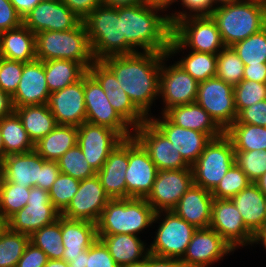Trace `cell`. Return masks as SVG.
Masks as SVG:
<instances>
[{
  "label": "cell",
  "mask_w": 266,
  "mask_h": 267,
  "mask_svg": "<svg viewBox=\"0 0 266 267\" xmlns=\"http://www.w3.org/2000/svg\"><path fill=\"white\" fill-rule=\"evenodd\" d=\"M176 63L197 82L214 78L217 68V55L205 52L190 51Z\"/></svg>",
  "instance_id": "ab89813d"
},
{
  "label": "cell",
  "mask_w": 266,
  "mask_h": 267,
  "mask_svg": "<svg viewBox=\"0 0 266 267\" xmlns=\"http://www.w3.org/2000/svg\"><path fill=\"white\" fill-rule=\"evenodd\" d=\"M192 184L191 168L157 170L152 190L145 199L155 212L171 211Z\"/></svg>",
  "instance_id": "5bb4252c"
},
{
  "label": "cell",
  "mask_w": 266,
  "mask_h": 267,
  "mask_svg": "<svg viewBox=\"0 0 266 267\" xmlns=\"http://www.w3.org/2000/svg\"><path fill=\"white\" fill-rule=\"evenodd\" d=\"M84 100L86 122L108 127L123 139L133 137L132 127L112 107L105 91L88 72L84 75Z\"/></svg>",
  "instance_id": "8fae6325"
},
{
  "label": "cell",
  "mask_w": 266,
  "mask_h": 267,
  "mask_svg": "<svg viewBox=\"0 0 266 267\" xmlns=\"http://www.w3.org/2000/svg\"><path fill=\"white\" fill-rule=\"evenodd\" d=\"M244 1H248V2H251V3H254V4H258V5H261V6L266 8V0H244Z\"/></svg>",
  "instance_id": "2a66077c"
},
{
  "label": "cell",
  "mask_w": 266,
  "mask_h": 267,
  "mask_svg": "<svg viewBox=\"0 0 266 267\" xmlns=\"http://www.w3.org/2000/svg\"><path fill=\"white\" fill-rule=\"evenodd\" d=\"M47 261L46 253L29 242L16 267H44Z\"/></svg>",
  "instance_id": "9f6ffc18"
},
{
  "label": "cell",
  "mask_w": 266,
  "mask_h": 267,
  "mask_svg": "<svg viewBox=\"0 0 266 267\" xmlns=\"http://www.w3.org/2000/svg\"><path fill=\"white\" fill-rule=\"evenodd\" d=\"M148 120L174 145L183 159L192 166L213 139L209 134L185 129L172 123L164 114Z\"/></svg>",
  "instance_id": "cb8c5ba5"
},
{
  "label": "cell",
  "mask_w": 266,
  "mask_h": 267,
  "mask_svg": "<svg viewBox=\"0 0 266 267\" xmlns=\"http://www.w3.org/2000/svg\"><path fill=\"white\" fill-rule=\"evenodd\" d=\"M255 183L266 195V171Z\"/></svg>",
  "instance_id": "8c879c8a"
},
{
  "label": "cell",
  "mask_w": 266,
  "mask_h": 267,
  "mask_svg": "<svg viewBox=\"0 0 266 267\" xmlns=\"http://www.w3.org/2000/svg\"><path fill=\"white\" fill-rule=\"evenodd\" d=\"M8 229V220L0 213V237Z\"/></svg>",
  "instance_id": "753ad0ef"
},
{
  "label": "cell",
  "mask_w": 266,
  "mask_h": 267,
  "mask_svg": "<svg viewBox=\"0 0 266 267\" xmlns=\"http://www.w3.org/2000/svg\"><path fill=\"white\" fill-rule=\"evenodd\" d=\"M87 72L99 83L112 107L132 127V130L148 120L130 100L114 73L101 60H95Z\"/></svg>",
  "instance_id": "ac0fdd59"
},
{
  "label": "cell",
  "mask_w": 266,
  "mask_h": 267,
  "mask_svg": "<svg viewBox=\"0 0 266 267\" xmlns=\"http://www.w3.org/2000/svg\"><path fill=\"white\" fill-rule=\"evenodd\" d=\"M0 129L5 155L31 152L35 144L29 138L18 115L13 114L0 119Z\"/></svg>",
  "instance_id": "8d00e7d4"
},
{
  "label": "cell",
  "mask_w": 266,
  "mask_h": 267,
  "mask_svg": "<svg viewBox=\"0 0 266 267\" xmlns=\"http://www.w3.org/2000/svg\"><path fill=\"white\" fill-rule=\"evenodd\" d=\"M231 47L244 65L266 63V27Z\"/></svg>",
  "instance_id": "7bdbcfd3"
},
{
  "label": "cell",
  "mask_w": 266,
  "mask_h": 267,
  "mask_svg": "<svg viewBox=\"0 0 266 267\" xmlns=\"http://www.w3.org/2000/svg\"><path fill=\"white\" fill-rule=\"evenodd\" d=\"M68 264L70 267H86V250L79 253V256L71 258Z\"/></svg>",
  "instance_id": "a7ac6f4b"
},
{
  "label": "cell",
  "mask_w": 266,
  "mask_h": 267,
  "mask_svg": "<svg viewBox=\"0 0 266 267\" xmlns=\"http://www.w3.org/2000/svg\"><path fill=\"white\" fill-rule=\"evenodd\" d=\"M231 200L253 234L266 223V195L256 183L251 182Z\"/></svg>",
  "instance_id": "4dcf8cb0"
},
{
  "label": "cell",
  "mask_w": 266,
  "mask_h": 267,
  "mask_svg": "<svg viewBox=\"0 0 266 267\" xmlns=\"http://www.w3.org/2000/svg\"><path fill=\"white\" fill-rule=\"evenodd\" d=\"M78 128L57 125L50 133L35 143V151L45 160L57 161L66 151L77 144Z\"/></svg>",
  "instance_id": "836d02e7"
},
{
  "label": "cell",
  "mask_w": 266,
  "mask_h": 267,
  "mask_svg": "<svg viewBox=\"0 0 266 267\" xmlns=\"http://www.w3.org/2000/svg\"><path fill=\"white\" fill-rule=\"evenodd\" d=\"M243 79L266 83V63L260 65H244Z\"/></svg>",
  "instance_id": "91938a15"
},
{
  "label": "cell",
  "mask_w": 266,
  "mask_h": 267,
  "mask_svg": "<svg viewBox=\"0 0 266 267\" xmlns=\"http://www.w3.org/2000/svg\"><path fill=\"white\" fill-rule=\"evenodd\" d=\"M180 0H144V3L152 6L154 8L160 9L164 11L163 13H167L168 7L170 8L173 3L179 2Z\"/></svg>",
  "instance_id": "03108f58"
},
{
  "label": "cell",
  "mask_w": 266,
  "mask_h": 267,
  "mask_svg": "<svg viewBox=\"0 0 266 267\" xmlns=\"http://www.w3.org/2000/svg\"><path fill=\"white\" fill-rule=\"evenodd\" d=\"M188 47L191 51L216 55L225 47L211 16L186 18L173 27L167 55L171 58Z\"/></svg>",
  "instance_id": "52a82bcc"
},
{
  "label": "cell",
  "mask_w": 266,
  "mask_h": 267,
  "mask_svg": "<svg viewBox=\"0 0 266 267\" xmlns=\"http://www.w3.org/2000/svg\"><path fill=\"white\" fill-rule=\"evenodd\" d=\"M163 114L177 126L209 134L212 138L220 137L225 133L215 120L196 102L172 106Z\"/></svg>",
  "instance_id": "f546056e"
},
{
  "label": "cell",
  "mask_w": 266,
  "mask_h": 267,
  "mask_svg": "<svg viewBox=\"0 0 266 267\" xmlns=\"http://www.w3.org/2000/svg\"><path fill=\"white\" fill-rule=\"evenodd\" d=\"M44 267H70L69 264L62 259H48Z\"/></svg>",
  "instance_id": "89a4df30"
},
{
  "label": "cell",
  "mask_w": 266,
  "mask_h": 267,
  "mask_svg": "<svg viewBox=\"0 0 266 267\" xmlns=\"http://www.w3.org/2000/svg\"><path fill=\"white\" fill-rule=\"evenodd\" d=\"M30 188L6 181L1 177L0 213L8 220L27 205Z\"/></svg>",
  "instance_id": "60d3db41"
},
{
  "label": "cell",
  "mask_w": 266,
  "mask_h": 267,
  "mask_svg": "<svg viewBox=\"0 0 266 267\" xmlns=\"http://www.w3.org/2000/svg\"><path fill=\"white\" fill-rule=\"evenodd\" d=\"M182 7L187 10L174 11L169 13V21L172 28L181 20L190 17H208L211 16L216 6L212 0H180Z\"/></svg>",
  "instance_id": "f907efd6"
},
{
  "label": "cell",
  "mask_w": 266,
  "mask_h": 267,
  "mask_svg": "<svg viewBox=\"0 0 266 267\" xmlns=\"http://www.w3.org/2000/svg\"><path fill=\"white\" fill-rule=\"evenodd\" d=\"M124 267H150V253L144 260L124 266Z\"/></svg>",
  "instance_id": "2644e50d"
},
{
  "label": "cell",
  "mask_w": 266,
  "mask_h": 267,
  "mask_svg": "<svg viewBox=\"0 0 266 267\" xmlns=\"http://www.w3.org/2000/svg\"><path fill=\"white\" fill-rule=\"evenodd\" d=\"M29 242V235L8 228L0 237V267H16Z\"/></svg>",
  "instance_id": "b9f144b4"
},
{
  "label": "cell",
  "mask_w": 266,
  "mask_h": 267,
  "mask_svg": "<svg viewBox=\"0 0 266 267\" xmlns=\"http://www.w3.org/2000/svg\"><path fill=\"white\" fill-rule=\"evenodd\" d=\"M44 70L50 94L79 81L87 73L80 63L66 59L44 61Z\"/></svg>",
  "instance_id": "d590c367"
},
{
  "label": "cell",
  "mask_w": 266,
  "mask_h": 267,
  "mask_svg": "<svg viewBox=\"0 0 266 267\" xmlns=\"http://www.w3.org/2000/svg\"><path fill=\"white\" fill-rule=\"evenodd\" d=\"M251 181L246 174L234 164L211 192L215 199H231L246 188Z\"/></svg>",
  "instance_id": "c3c4849f"
},
{
  "label": "cell",
  "mask_w": 266,
  "mask_h": 267,
  "mask_svg": "<svg viewBox=\"0 0 266 267\" xmlns=\"http://www.w3.org/2000/svg\"><path fill=\"white\" fill-rule=\"evenodd\" d=\"M225 134L232 141L234 151L266 150V127L233 123Z\"/></svg>",
  "instance_id": "74e56055"
},
{
  "label": "cell",
  "mask_w": 266,
  "mask_h": 267,
  "mask_svg": "<svg viewBox=\"0 0 266 267\" xmlns=\"http://www.w3.org/2000/svg\"><path fill=\"white\" fill-rule=\"evenodd\" d=\"M23 65V62L0 57V89L3 92L14 95L21 79Z\"/></svg>",
  "instance_id": "816d5d0a"
},
{
  "label": "cell",
  "mask_w": 266,
  "mask_h": 267,
  "mask_svg": "<svg viewBox=\"0 0 266 267\" xmlns=\"http://www.w3.org/2000/svg\"><path fill=\"white\" fill-rule=\"evenodd\" d=\"M157 170L143 146L134 137L128 138L126 199L146 198L152 190Z\"/></svg>",
  "instance_id": "2e32d148"
},
{
  "label": "cell",
  "mask_w": 266,
  "mask_h": 267,
  "mask_svg": "<svg viewBox=\"0 0 266 267\" xmlns=\"http://www.w3.org/2000/svg\"><path fill=\"white\" fill-rule=\"evenodd\" d=\"M234 164L235 151L230 138L225 133L213 138L191 166L193 184L212 192Z\"/></svg>",
  "instance_id": "ba28073f"
},
{
  "label": "cell",
  "mask_w": 266,
  "mask_h": 267,
  "mask_svg": "<svg viewBox=\"0 0 266 267\" xmlns=\"http://www.w3.org/2000/svg\"><path fill=\"white\" fill-rule=\"evenodd\" d=\"M80 180L67 174L59 173L49 192L54 207L62 213L78 191Z\"/></svg>",
  "instance_id": "bcb514c9"
},
{
  "label": "cell",
  "mask_w": 266,
  "mask_h": 267,
  "mask_svg": "<svg viewBox=\"0 0 266 267\" xmlns=\"http://www.w3.org/2000/svg\"><path fill=\"white\" fill-rule=\"evenodd\" d=\"M127 167L128 139H124L109 153L102 168L96 173L110 199H126Z\"/></svg>",
  "instance_id": "484cf974"
},
{
  "label": "cell",
  "mask_w": 266,
  "mask_h": 267,
  "mask_svg": "<svg viewBox=\"0 0 266 267\" xmlns=\"http://www.w3.org/2000/svg\"><path fill=\"white\" fill-rule=\"evenodd\" d=\"M162 215L164 217H162ZM161 222L158 223V221ZM158 223L149 253L173 259H181L196 228L171 211L155 212L153 223Z\"/></svg>",
  "instance_id": "9c48e42d"
},
{
  "label": "cell",
  "mask_w": 266,
  "mask_h": 267,
  "mask_svg": "<svg viewBox=\"0 0 266 267\" xmlns=\"http://www.w3.org/2000/svg\"><path fill=\"white\" fill-rule=\"evenodd\" d=\"M41 1L48 0H10L22 19Z\"/></svg>",
  "instance_id": "6125c7cd"
},
{
  "label": "cell",
  "mask_w": 266,
  "mask_h": 267,
  "mask_svg": "<svg viewBox=\"0 0 266 267\" xmlns=\"http://www.w3.org/2000/svg\"><path fill=\"white\" fill-rule=\"evenodd\" d=\"M234 123L266 126V99L244 108Z\"/></svg>",
  "instance_id": "db71d44e"
},
{
  "label": "cell",
  "mask_w": 266,
  "mask_h": 267,
  "mask_svg": "<svg viewBox=\"0 0 266 267\" xmlns=\"http://www.w3.org/2000/svg\"><path fill=\"white\" fill-rule=\"evenodd\" d=\"M168 58L166 55L162 59L160 71L159 97H162L164 104L161 114L172 106L194 103L198 91L199 82L176 62L167 66Z\"/></svg>",
  "instance_id": "4fadbf2b"
},
{
  "label": "cell",
  "mask_w": 266,
  "mask_h": 267,
  "mask_svg": "<svg viewBox=\"0 0 266 267\" xmlns=\"http://www.w3.org/2000/svg\"><path fill=\"white\" fill-rule=\"evenodd\" d=\"M49 96L44 61L24 63L18 88L12 96L14 107L47 104Z\"/></svg>",
  "instance_id": "d4e9b609"
},
{
  "label": "cell",
  "mask_w": 266,
  "mask_h": 267,
  "mask_svg": "<svg viewBox=\"0 0 266 267\" xmlns=\"http://www.w3.org/2000/svg\"><path fill=\"white\" fill-rule=\"evenodd\" d=\"M234 249L212 228H199L193 233L183 257L187 267H210L223 260Z\"/></svg>",
  "instance_id": "ffe728a7"
},
{
  "label": "cell",
  "mask_w": 266,
  "mask_h": 267,
  "mask_svg": "<svg viewBox=\"0 0 266 267\" xmlns=\"http://www.w3.org/2000/svg\"><path fill=\"white\" fill-rule=\"evenodd\" d=\"M161 12L145 3L118 7V15L122 17V36L125 37V55L136 52L167 54L173 28L169 14Z\"/></svg>",
  "instance_id": "7a4b0ae2"
},
{
  "label": "cell",
  "mask_w": 266,
  "mask_h": 267,
  "mask_svg": "<svg viewBox=\"0 0 266 267\" xmlns=\"http://www.w3.org/2000/svg\"><path fill=\"white\" fill-rule=\"evenodd\" d=\"M1 177H2V174H1V170H0V183H1Z\"/></svg>",
  "instance_id": "b9fcfbb0"
},
{
  "label": "cell",
  "mask_w": 266,
  "mask_h": 267,
  "mask_svg": "<svg viewBox=\"0 0 266 267\" xmlns=\"http://www.w3.org/2000/svg\"><path fill=\"white\" fill-rule=\"evenodd\" d=\"M198 103L226 131L236 120L234 86L217 77L198 83Z\"/></svg>",
  "instance_id": "30bf717a"
},
{
  "label": "cell",
  "mask_w": 266,
  "mask_h": 267,
  "mask_svg": "<svg viewBox=\"0 0 266 267\" xmlns=\"http://www.w3.org/2000/svg\"><path fill=\"white\" fill-rule=\"evenodd\" d=\"M150 267H187L180 259L150 254Z\"/></svg>",
  "instance_id": "94428289"
},
{
  "label": "cell",
  "mask_w": 266,
  "mask_h": 267,
  "mask_svg": "<svg viewBox=\"0 0 266 267\" xmlns=\"http://www.w3.org/2000/svg\"><path fill=\"white\" fill-rule=\"evenodd\" d=\"M235 164L255 183L266 171V150L235 151Z\"/></svg>",
  "instance_id": "681fc988"
},
{
  "label": "cell",
  "mask_w": 266,
  "mask_h": 267,
  "mask_svg": "<svg viewBox=\"0 0 266 267\" xmlns=\"http://www.w3.org/2000/svg\"><path fill=\"white\" fill-rule=\"evenodd\" d=\"M119 267L144 260L149 248L139 236L130 234L98 235Z\"/></svg>",
  "instance_id": "d6a6232c"
},
{
  "label": "cell",
  "mask_w": 266,
  "mask_h": 267,
  "mask_svg": "<svg viewBox=\"0 0 266 267\" xmlns=\"http://www.w3.org/2000/svg\"><path fill=\"white\" fill-rule=\"evenodd\" d=\"M210 228L215 230L234 250L253 245L254 234L245 226L231 199H213Z\"/></svg>",
  "instance_id": "9a60e30c"
},
{
  "label": "cell",
  "mask_w": 266,
  "mask_h": 267,
  "mask_svg": "<svg viewBox=\"0 0 266 267\" xmlns=\"http://www.w3.org/2000/svg\"><path fill=\"white\" fill-rule=\"evenodd\" d=\"M35 46L36 58L41 61L73 60L86 70L95 61L83 21L74 29L35 34Z\"/></svg>",
  "instance_id": "277c9868"
},
{
  "label": "cell",
  "mask_w": 266,
  "mask_h": 267,
  "mask_svg": "<svg viewBox=\"0 0 266 267\" xmlns=\"http://www.w3.org/2000/svg\"><path fill=\"white\" fill-rule=\"evenodd\" d=\"M155 211L145 198L111 199L102 211L97 235L143 233L152 227Z\"/></svg>",
  "instance_id": "3957f363"
},
{
  "label": "cell",
  "mask_w": 266,
  "mask_h": 267,
  "mask_svg": "<svg viewBox=\"0 0 266 267\" xmlns=\"http://www.w3.org/2000/svg\"><path fill=\"white\" fill-rule=\"evenodd\" d=\"M213 199L210 191L192 184L172 211L196 229L207 228L211 222Z\"/></svg>",
  "instance_id": "4316f807"
},
{
  "label": "cell",
  "mask_w": 266,
  "mask_h": 267,
  "mask_svg": "<svg viewBox=\"0 0 266 267\" xmlns=\"http://www.w3.org/2000/svg\"><path fill=\"white\" fill-rule=\"evenodd\" d=\"M244 63L232 47H224L217 54V68L215 77L233 86L238 84L244 76Z\"/></svg>",
  "instance_id": "f6af8a7d"
},
{
  "label": "cell",
  "mask_w": 266,
  "mask_h": 267,
  "mask_svg": "<svg viewBox=\"0 0 266 267\" xmlns=\"http://www.w3.org/2000/svg\"><path fill=\"white\" fill-rule=\"evenodd\" d=\"M77 128V144L96 172L102 168L109 153L124 140L116 131L101 125L84 122Z\"/></svg>",
  "instance_id": "7402d4cb"
},
{
  "label": "cell",
  "mask_w": 266,
  "mask_h": 267,
  "mask_svg": "<svg viewBox=\"0 0 266 267\" xmlns=\"http://www.w3.org/2000/svg\"><path fill=\"white\" fill-rule=\"evenodd\" d=\"M133 137L148 152L158 170L187 169L191 166L149 120L133 129Z\"/></svg>",
  "instance_id": "e0dca14e"
},
{
  "label": "cell",
  "mask_w": 266,
  "mask_h": 267,
  "mask_svg": "<svg viewBox=\"0 0 266 267\" xmlns=\"http://www.w3.org/2000/svg\"><path fill=\"white\" fill-rule=\"evenodd\" d=\"M47 105L57 125L79 127L86 122L84 76L79 81L51 93Z\"/></svg>",
  "instance_id": "603a6c76"
},
{
  "label": "cell",
  "mask_w": 266,
  "mask_h": 267,
  "mask_svg": "<svg viewBox=\"0 0 266 267\" xmlns=\"http://www.w3.org/2000/svg\"><path fill=\"white\" fill-rule=\"evenodd\" d=\"M60 216L50 201L49 192L34 186L30 188L27 205L8 219V228L30 236Z\"/></svg>",
  "instance_id": "7c38bea8"
},
{
  "label": "cell",
  "mask_w": 266,
  "mask_h": 267,
  "mask_svg": "<svg viewBox=\"0 0 266 267\" xmlns=\"http://www.w3.org/2000/svg\"><path fill=\"white\" fill-rule=\"evenodd\" d=\"M95 60L125 55V37L122 36V17L118 7L97 6L83 20Z\"/></svg>",
  "instance_id": "8992f818"
},
{
  "label": "cell",
  "mask_w": 266,
  "mask_h": 267,
  "mask_svg": "<svg viewBox=\"0 0 266 267\" xmlns=\"http://www.w3.org/2000/svg\"><path fill=\"white\" fill-rule=\"evenodd\" d=\"M59 173L60 169L57 161L45 160L40 170L38 187L49 191Z\"/></svg>",
  "instance_id": "6f0895ef"
},
{
  "label": "cell",
  "mask_w": 266,
  "mask_h": 267,
  "mask_svg": "<svg viewBox=\"0 0 266 267\" xmlns=\"http://www.w3.org/2000/svg\"><path fill=\"white\" fill-rule=\"evenodd\" d=\"M30 243L43 250L48 259H62L65 247L62 244L61 216L30 235Z\"/></svg>",
  "instance_id": "f35d334b"
},
{
  "label": "cell",
  "mask_w": 266,
  "mask_h": 267,
  "mask_svg": "<svg viewBox=\"0 0 266 267\" xmlns=\"http://www.w3.org/2000/svg\"><path fill=\"white\" fill-rule=\"evenodd\" d=\"M22 24L23 19L10 0H0V33L17 28Z\"/></svg>",
  "instance_id": "11a10c76"
},
{
  "label": "cell",
  "mask_w": 266,
  "mask_h": 267,
  "mask_svg": "<svg viewBox=\"0 0 266 267\" xmlns=\"http://www.w3.org/2000/svg\"><path fill=\"white\" fill-rule=\"evenodd\" d=\"M72 12L82 20L101 5V0H61Z\"/></svg>",
  "instance_id": "680465c9"
},
{
  "label": "cell",
  "mask_w": 266,
  "mask_h": 267,
  "mask_svg": "<svg viewBox=\"0 0 266 267\" xmlns=\"http://www.w3.org/2000/svg\"><path fill=\"white\" fill-rule=\"evenodd\" d=\"M15 112L12 96L0 89V119Z\"/></svg>",
  "instance_id": "be15d7a7"
},
{
  "label": "cell",
  "mask_w": 266,
  "mask_h": 267,
  "mask_svg": "<svg viewBox=\"0 0 266 267\" xmlns=\"http://www.w3.org/2000/svg\"><path fill=\"white\" fill-rule=\"evenodd\" d=\"M212 1H213V4L217 7L221 5H226L228 3L237 2L240 0H212Z\"/></svg>",
  "instance_id": "11e5206c"
},
{
  "label": "cell",
  "mask_w": 266,
  "mask_h": 267,
  "mask_svg": "<svg viewBox=\"0 0 266 267\" xmlns=\"http://www.w3.org/2000/svg\"><path fill=\"white\" fill-rule=\"evenodd\" d=\"M45 159L35 150L7 155L0 164L2 177L24 187H38L40 170Z\"/></svg>",
  "instance_id": "83f0119b"
},
{
  "label": "cell",
  "mask_w": 266,
  "mask_h": 267,
  "mask_svg": "<svg viewBox=\"0 0 266 267\" xmlns=\"http://www.w3.org/2000/svg\"><path fill=\"white\" fill-rule=\"evenodd\" d=\"M266 99V83L242 79L234 85V100L237 114L257 102Z\"/></svg>",
  "instance_id": "7dc6e473"
},
{
  "label": "cell",
  "mask_w": 266,
  "mask_h": 267,
  "mask_svg": "<svg viewBox=\"0 0 266 267\" xmlns=\"http://www.w3.org/2000/svg\"><path fill=\"white\" fill-rule=\"evenodd\" d=\"M259 242L266 250V223L254 234L253 245L260 244Z\"/></svg>",
  "instance_id": "003e7915"
},
{
  "label": "cell",
  "mask_w": 266,
  "mask_h": 267,
  "mask_svg": "<svg viewBox=\"0 0 266 267\" xmlns=\"http://www.w3.org/2000/svg\"><path fill=\"white\" fill-rule=\"evenodd\" d=\"M61 234L62 244L65 247L62 260L69 263L71 258L89 249L98 239L97 224L61 216Z\"/></svg>",
  "instance_id": "f1b7e54d"
},
{
  "label": "cell",
  "mask_w": 266,
  "mask_h": 267,
  "mask_svg": "<svg viewBox=\"0 0 266 267\" xmlns=\"http://www.w3.org/2000/svg\"><path fill=\"white\" fill-rule=\"evenodd\" d=\"M226 47L243 41L266 27V8L240 0L217 6L211 14Z\"/></svg>",
  "instance_id": "5b68a950"
},
{
  "label": "cell",
  "mask_w": 266,
  "mask_h": 267,
  "mask_svg": "<svg viewBox=\"0 0 266 267\" xmlns=\"http://www.w3.org/2000/svg\"><path fill=\"white\" fill-rule=\"evenodd\" d=\"M0 57L23 63L36 60L35 34L24 24L1 32Z\"/></svg>",
  "instance_id": "1f68e13d"
},
{
  "label": "cell",
  "mask_w": 266,
  "mask_h": 267,
  "mask_svg": "<svg viewBox=\"0 0 266 267\" xmlns=\"http://www.w3.org/2000/svg\"><path fill=\"white\" fill-rule=\"evenodd\" d=\"M86 267H119L105 244L97 239L86 250Z\"/></svg>",
  "instance_id": "f5cc1de1"
},
{
  "label": "cell",
  "mask_w": 266,
  "mask_h": 267,
  "mask_svg": "<svg viewBox=\"0 0 266 267\" xmlns=\"http://www.w3.org/2000/svg\"><path fill=\"white\" fill-rule=\"evenodd\" d=\"M61 173L67 174L78 180H84L96 175L94 168L89 165L82 149L78 144L66 151L57 160Z\"/></svg>",
  "instance_id": "ee69618b"
},
{
  "label": "cell",
  "mask_w": 266,
  "mask_h": 267,
  "mask_svg": "<svg viewBox=\"0 0 266 267\" xmlns=\"http://www.w3.org/2000/svg\"><path fill=\"white\" fill-rule=\"evenodd\" d=\"M5 157H6V155H5V151H4V143H3L1 129H0V164L2 163V161L4 160Z\"/></svg>",
  "instance_id": "34e18365"
},
{
  "label": "cell",
  "mask_w": 266,
  "mask_h": 267,
  "mask_svg": "<svg viewBox=\"0 0 266 267\" xmlns=\"http://www.w3.org/2000/svg\"><path fill=\"white\" fill-rule=\"evenodd\" d=\"M101 3L110 7H125L143 4L144 0H101Z\"/></svg>",
  "instance_id": "e7e4bbea"
},
{
  "label": "cell",
  "mask_w": 266,
  "mask_h": 267,
  "mask_svg": "<svg viewBox=\"0 0 266 267\" xmlns=\"http://www.w3.org/2000/svg\"><path fill=\"white\" fill-rule=\"evenodd\" d=\"M15 113L34 144L57 126L47 104L16 107Z\"/></svg>",
  "instance_id": "e575fe53"
},
{
  "label": "cell",
  "mask_w": 266,
  "mask_h": 267,
  "mask_svg": "<svg viewBox=\"0 0 266 267\" xmlns=\"http://www.w3.org/2000/svg\"><path fill=\"white\" fill-rule=\"evenodd\" d=\"M81 22L61 0L41 1L23 18V24L34 34L74 29Z\"/></svg>",
  "instance_id": "44dd1931"
},
{
  "label": "cell",
  "mask_w": 266,
  "mask_h": 267,
  "mask_svg": "<svg viewBox=\"0 0 266 267\" xmlns=\"http://www.w3.org/2000/svg\"><path fill=\"white\" fill-rule=\"evenodd\" d=\"M166 55L158 52H136L101 60L114 73L133 104L147 118L152 116L151 106L159 98L160 71L162 59Z\"/></svg>",
  "instance_id": "6da1fadb"
},
{
  "label": "cell",
  "mask_w": 266,
  "mask_h": 267,
  "mask_svg": "<svg viewBox=\"0 0 266 267\" xmlns=\"http://www.w3.org/2000/svg\"><path fill=\"white\" fill-rule=\"evenodd\" d=\"M97 175L80 180L77 193L61 216L72 220L97 223L103 209L110 201Z\"/></svg>",
  "instance_id": "d6986e66"
}]
</instances>
